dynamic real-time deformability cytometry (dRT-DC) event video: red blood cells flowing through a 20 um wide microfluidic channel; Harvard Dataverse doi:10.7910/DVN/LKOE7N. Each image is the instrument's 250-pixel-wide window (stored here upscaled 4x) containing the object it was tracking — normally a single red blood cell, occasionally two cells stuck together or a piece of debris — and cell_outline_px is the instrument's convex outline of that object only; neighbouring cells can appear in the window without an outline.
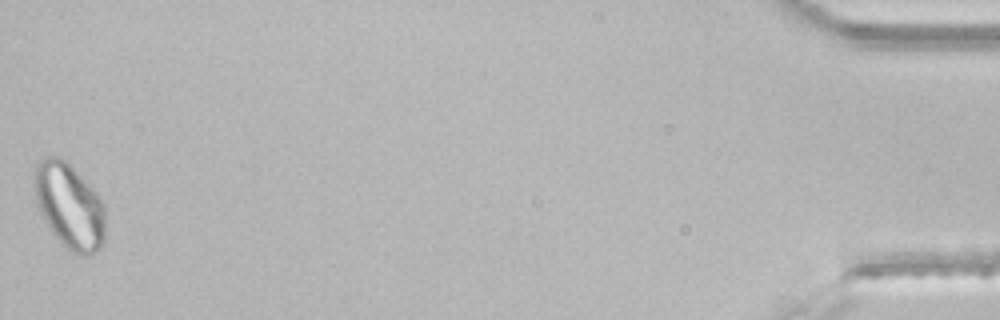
{"species": "common noctule bat (a hibernating species)", "species_latin": "Nyctalus noctula", "temperature_condition": "room temperature", "stored_images_in_passage": 46, "segment_of_instrument_passage": [2, 2], "camera_frame_rate_fps": 3000, "um_per_image_px": 0.085, "animal": {"sex": "male", "body_mass_g": 21.5, "forearm_length_mm": 52.0}, "frame": {"image": 1, "passage_image": 46, "time_ms": 15.0, "image_size_px": [1000, 320], "cell_outline_px": [[104, 240], [100, 248], [92, 256], [80, 256], [72, 252], [52, 232], [44, 220], [36, 204], [36, 164], [40, 160], [48, 156], [60, 156], [96, 192], [104, 204]], "centroid_in_image_um": [5.92, 17.55], "position_along_channel_um": 429.3, "area_um2": 34.74}}